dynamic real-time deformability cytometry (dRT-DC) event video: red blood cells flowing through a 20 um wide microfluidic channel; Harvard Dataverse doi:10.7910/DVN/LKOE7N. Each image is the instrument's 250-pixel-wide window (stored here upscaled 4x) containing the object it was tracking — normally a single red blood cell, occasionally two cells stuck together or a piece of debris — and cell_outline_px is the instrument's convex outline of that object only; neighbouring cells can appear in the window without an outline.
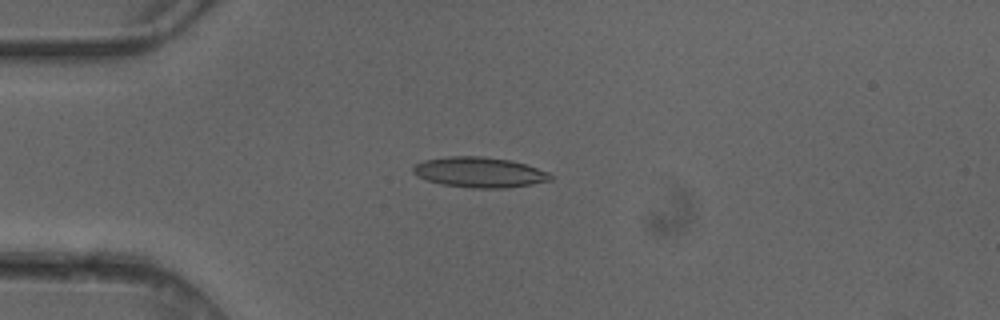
{"species": "common noctule bat (a hibernating species)", "species_latin": "Nyctalus noctula", "temperature_condition": "cold", "stored_images_in_passage": 2, "camera_frame_rate_fps": 3000, "um_per_image_px": 0.085, "animal": {"sex": "female"}, "frame": {"image": 1, "passage_image": 1, "time_ms": 0.0, "image_size_px": [1000, 320], "cell_outline_px": [[552, 180], [532, 184], [504, 188], [472, 188], [440, 184], [416, 176], [412, 172], [412, 168], [416, 164], [424, 160], [448, 156], [480, 156], [508, 160], [524, 164], [548, 172], [552, 176]], "centroid_in_image_um": [40.71, 14.65], "position_along_channel_um": 44.3, "area_um2": 24.16}}
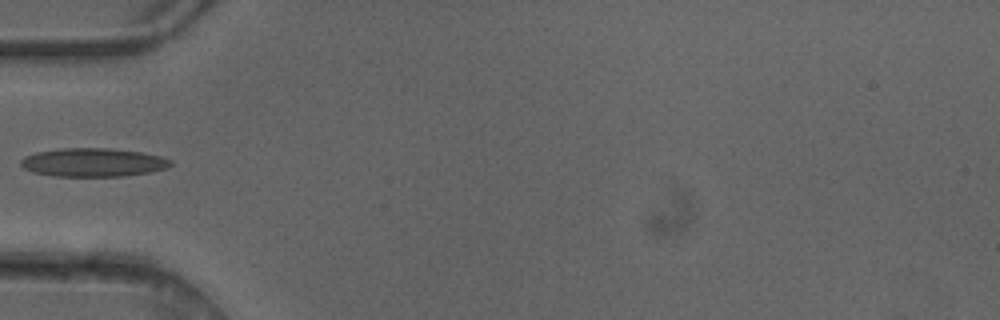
{"frame": {"image": 2, "passage_image": 2, "time_ms": 0.333, "image_size_px": [1000, 320], "cell_outline_px": [[172, 164], [164, 168], [148, 172], [124, 176], [52, 176], [32, 172], [24, 168], [20, 164], [20, 160], [24, 156], [36, 152], [60, 148], [108, 148], [140, 152], [160, 156], [172, 160]], "centroid_in_image_um": [7.86, 13.8], "position_along_channel_um": 77.1, "area_um2": 24.85}}